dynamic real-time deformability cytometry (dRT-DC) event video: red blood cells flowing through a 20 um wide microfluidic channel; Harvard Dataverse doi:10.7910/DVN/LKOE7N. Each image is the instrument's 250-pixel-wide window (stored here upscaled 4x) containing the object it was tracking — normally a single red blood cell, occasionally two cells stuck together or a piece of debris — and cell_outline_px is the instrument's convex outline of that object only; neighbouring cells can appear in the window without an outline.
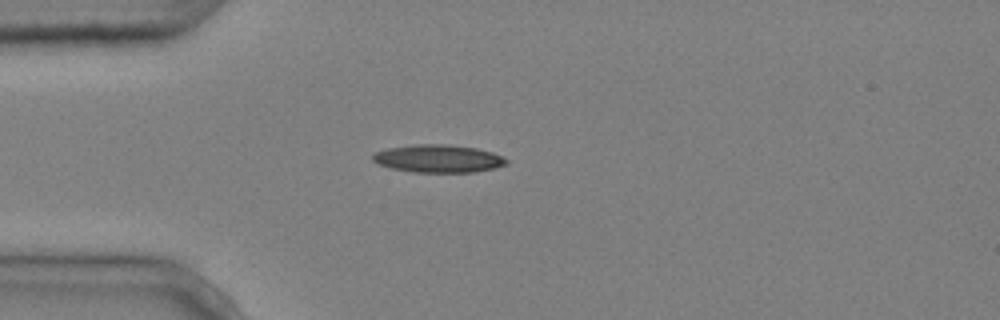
{"species": "common noctule bat (a hibernating species)", "species_latin": "Nyctalus noctula", "temperature_condition": "cold", "stored_images_in_passage": 2, "camera_frame_rate_fps": 3000, "um_per_image_px": 0.085, "animal": {"sex": "male", "body_mass_g": 20.4}, "frame": {"image": 1, "passage_image": 1, "time_ms": 0.0, "image_size_px": [1000, 320], "cell_outline_px": [[508, 164], [496, 168], [476, 172], [416, 172], [392, 168], [380, 164], [372, 160], [372, 156], [376, 152], [388, 148], [416, 144], [448, 144], [476, 148], [492, 152], [508, 160]], "centroid_in_image_um": [37.29, 13.48], "position_along_channel_um": 47.7, "area_um2": 21.56}}